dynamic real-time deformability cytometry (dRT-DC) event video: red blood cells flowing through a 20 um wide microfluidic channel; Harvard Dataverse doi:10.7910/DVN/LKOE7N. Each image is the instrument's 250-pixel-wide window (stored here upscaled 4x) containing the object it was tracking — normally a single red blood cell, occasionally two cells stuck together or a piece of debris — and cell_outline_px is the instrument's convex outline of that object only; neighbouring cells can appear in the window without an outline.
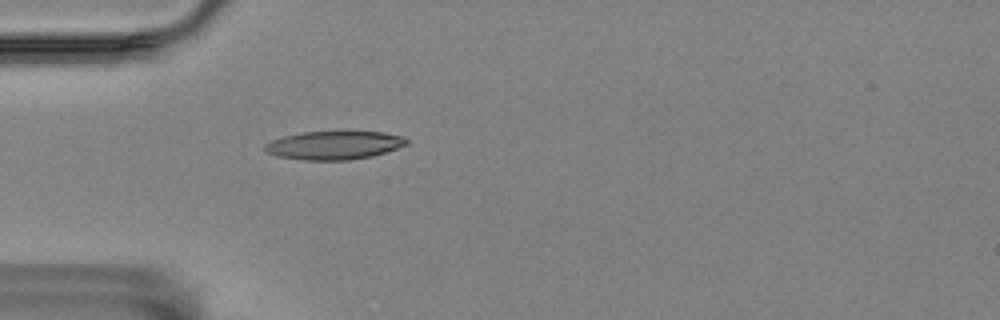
{"species": "Egyptian fruit bat (a non-hibernating species)", "species_latin": "Rousettus aegyptiacus", "temperature_condition": "room temperature", "stored_images_in_passage": 41, "camera_frame_rate_fps": 3000, "um_per_image_px": 0.085, "animal": {"sex": "female"}, "frame": {"image": 1, "passage_image": 1, "time_ms": 0.0, "image_size_px": [1000, 320], "cell_outline_px": [[408, 144], [372, 156], [348, 160], [304, 160], [276, 156], [268, 152], [264, 148], [264, 144], [272, 140], [284, 136], [300, 132], [384, 132], [400, 136], [408, 140]], "centroid_in_image_um": [28.37, 12.35], "position_along_channel_um": 56.6, "area_um2": 23.24}}
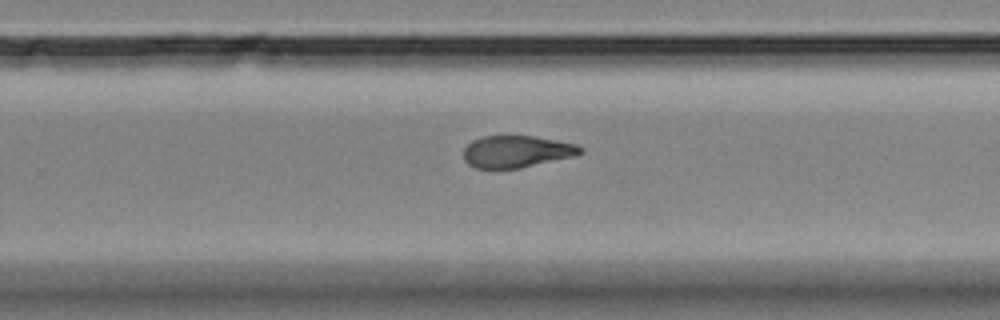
{"frame": {"image": 2, "passage_image": 21, "time_ms": 6.667, "image_size_px": [1000, 320], "cell_outline_px": [[584, 152], [576, 156], [520, 168], [476, 168], [468, 164], [464, 160], [464, 148], [472, 140], [484, 136], [536, 136], [576, 144], [584, 148]], "centroid_in_image_um": [43.95, 12.88], "position_along_channel_um": 285.9, "area_um2": 21.85}}
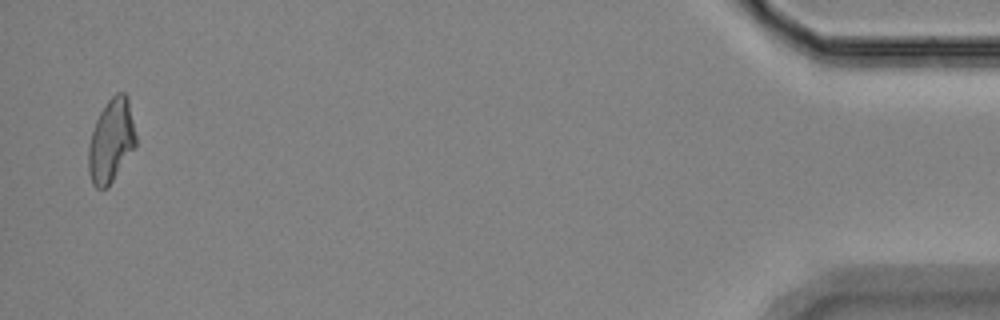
{"frame": {"image": 3, "passage_image": 40, "time_ms": 13.0, "image_size_px": [1000, 320], "cell_outline_px": [[136, 148], [112, 180], [104, 188], [96, 188], [92, 184], [88, 172], [88, 148], [92, 132], [96, 120], [100, 112], [108, 100], [116, 92], [124, 92], [128, 96], [136, 136]], "centroid_in_image_um": [9.46, 11.95], "position_along_channel_um": 425.7, "area_um2": 23.0}, "authors_computed_cell_mechanics": {"area_um2": 22.831, "velocity_mm_per_s": 3.5127, "shape_relaxation_time_tau1_ms": 7.8214, "shape_relaxation_time_tau2_ms": 5.4371, "deformation_change_tau1": 0.1858, "deformation_change_tau2": 0.1288}}